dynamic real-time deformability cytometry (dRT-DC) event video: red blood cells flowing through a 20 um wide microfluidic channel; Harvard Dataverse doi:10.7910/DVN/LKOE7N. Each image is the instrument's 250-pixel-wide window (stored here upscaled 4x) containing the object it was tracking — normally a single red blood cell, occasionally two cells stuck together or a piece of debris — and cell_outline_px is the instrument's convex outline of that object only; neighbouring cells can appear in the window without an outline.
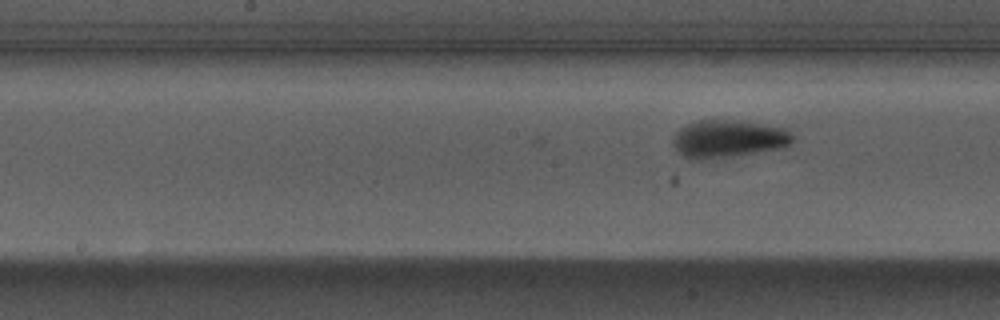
{"species": "Egyptian fruit bat (a non-hibernating species)", "species_latin": "Rousettus aegyptiacus", "temperature_condition": "warm", "stored_images_in_passage": 11, "camera_frame_rate_fps": 3000, "um_per_image_px": 0.085, "animal": {"sex": "male"}, "frame": {"image": 1, "passage_image": 11, "time_ms": 3.333, "image_size_px": [1000, 320], "cell_outline_px": [[796, 140], [780, 148], [728, 156], [684, 156], [672, 144], [672, 136], [680, 128], [696, 120], [724, 120], [788, 128]], "centroid_in_image_um": [61.94, 11.75], "position_along_channel_um": 186.3, "area_um2": 25.03}}